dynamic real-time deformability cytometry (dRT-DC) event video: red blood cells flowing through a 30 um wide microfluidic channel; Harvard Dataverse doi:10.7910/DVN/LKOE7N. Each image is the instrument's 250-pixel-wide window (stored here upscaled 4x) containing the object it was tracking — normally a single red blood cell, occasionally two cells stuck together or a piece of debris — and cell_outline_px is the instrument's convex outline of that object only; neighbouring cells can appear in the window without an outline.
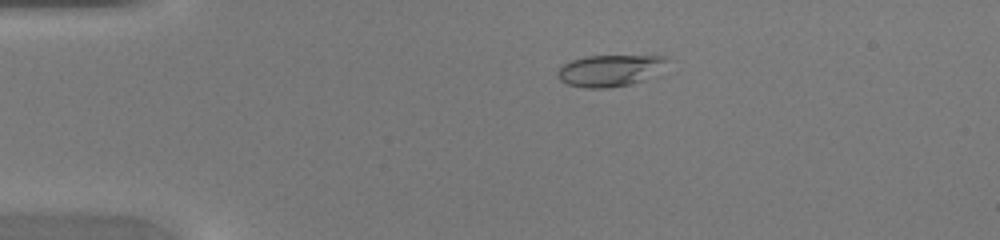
{"species": "common noctule bat (a hibernating species)", "species_latin": "Nyctalus noctula", "temperature_condition": "warm", "stored_images_in_passage": 39, "camera_frame_rate_fps": 3000, "um_per_image_px": 0.085, "animal": {"sex": "female", "body_mass_g": 20.0, "forearm_length_mm": 54.0}, "frame": {"image": 1, "passage_image": 2, "time_ms": 0.333, "image_size_px": [1000, 240], "cell_outline_px": [[668, 60], [644, 80], [632, 84], [608, 88], [584, 88], [568, 84], [560, 80], [556, 76], [556, 72], [564, 64], [572, 60], [588, 56], [664, 56]], "centroid_in_image_um": [51.74, 6.01], "position_along_channel_um": 33.3, "area_um2": 19.71}}
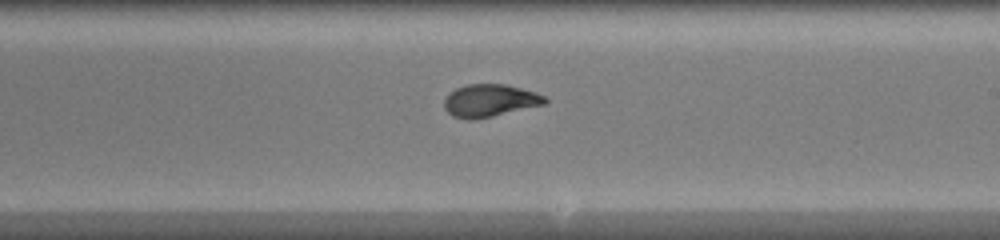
{"frame": {"image": 2, "passage_image": 20, "time_ms": 6.333, "image_size_px": [1000, 240], "cell_outline_px": [[548, 100], [544, 104], [492, 116], [472, 120], [468, 120], [452, 116], [444, 108], [444, 100], [448, 92], [456, 88], [468, 84], [504, 84], [536, 92], [544, 96]], "centroid_in_image_um": [41.59, 8.54], "position_along_channel_um": 247.4, "area_um2": 19.02}}
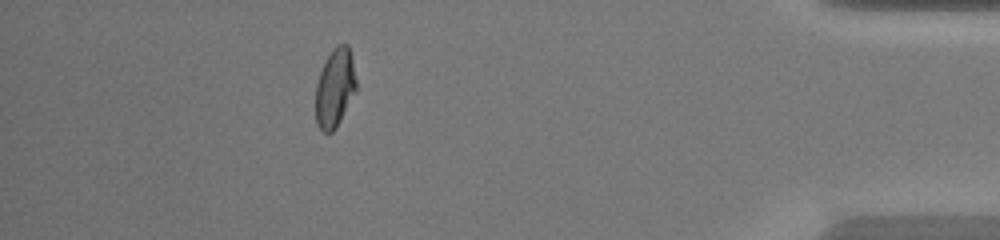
{"frame": {"image": 3, "passage_image": 34, "time_ms": 11.0, "image_size_px": [1000, 240], "cell_outline_px": [[356, 92], [336, 128], [332, 132], [324, 132], [316, 124], [316, 84], [324, 60], [332, 48], [336, 44], [348, 44], [352, 60], [356, 80]], "centroid_in_image_um": [28.46, 7.45], "position_along_channel_um": 406.7, "area_um2": 18.73}}